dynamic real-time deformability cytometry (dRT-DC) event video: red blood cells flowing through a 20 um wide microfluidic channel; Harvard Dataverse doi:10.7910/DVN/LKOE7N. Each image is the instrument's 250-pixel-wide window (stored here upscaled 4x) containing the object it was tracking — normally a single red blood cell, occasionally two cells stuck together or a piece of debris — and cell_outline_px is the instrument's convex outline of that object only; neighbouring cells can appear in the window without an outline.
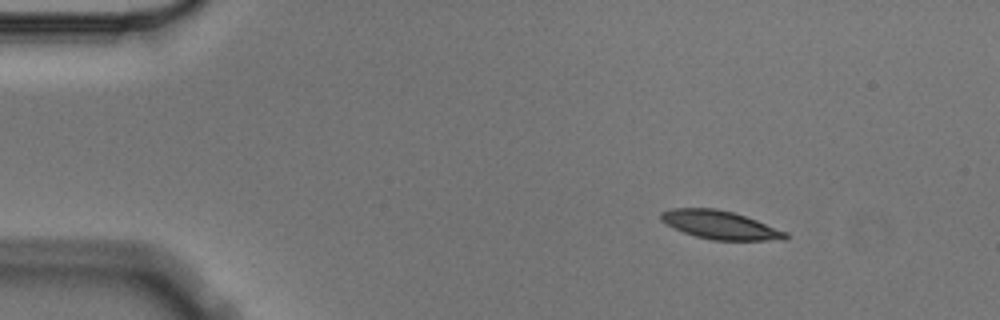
{"species": "Egyptian fruit bat (a non-hibernating species)", "species_latin": "Rousettus aegyptiacus", "temperature_condition": "cold", "stored_images_in_passage": 3, "camera_frame_rate_fps": 3000, "um_per_image_px": 0.085, "animal": {"sex": "male"}, "frame": {"image": 1, "passage_image": 1, "time_ms": 0.0, "image_size_px": [1000, 320], "cell_outline_px": [[788, 240], [712, 240], [696, 236], [684, 232], [660, 220], [660, 212], [672, 208], [716, 208], [732, 212], [756, 220], [788, 232]], "centroid_in_image_um": [61.23, 19.12], "position_along_channel_um": 23.8, "area_um2": 20.46}}